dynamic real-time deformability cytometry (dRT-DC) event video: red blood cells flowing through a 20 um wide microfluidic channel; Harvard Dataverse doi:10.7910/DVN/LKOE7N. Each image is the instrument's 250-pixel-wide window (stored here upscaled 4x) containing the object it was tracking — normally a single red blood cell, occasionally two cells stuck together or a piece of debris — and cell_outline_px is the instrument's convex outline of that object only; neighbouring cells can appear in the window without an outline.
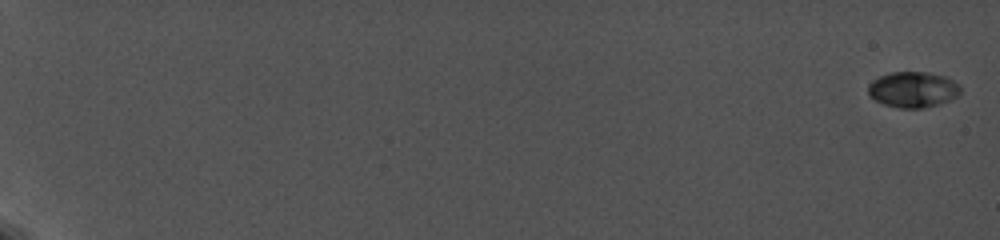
{"species": "common noctule bat (a hibernating species)", "species_latin": "Nyctalus noctula", "temperature_condition": "cold", "stored_images_in_passage": 23, "camera_frame_rate_fps": 5000, "um_per_image_px": 0.085, "animal": {"sex": "female", "body_mass_g": 19.0, "forearm_length_mm": 56.7}, "frame": {"image": 1, "passage_image": 1, "time_ms": 0.0, "image_size_px": [1000, 240], "cell_outline_px": [[960, 92], [956, 96], [948, 100], [936, 104], [920, 108], [900, 108], [884, 104], [876, 100], [868, 92], [868, 84], [872, 80], [880, 76], [892, 72], [928, 72], [944, 76], [960, 84]], "centroid_in_image_um": [77.59, 7.59], "position_along_channel_um": 7.4, "area_um2": 18.96}}
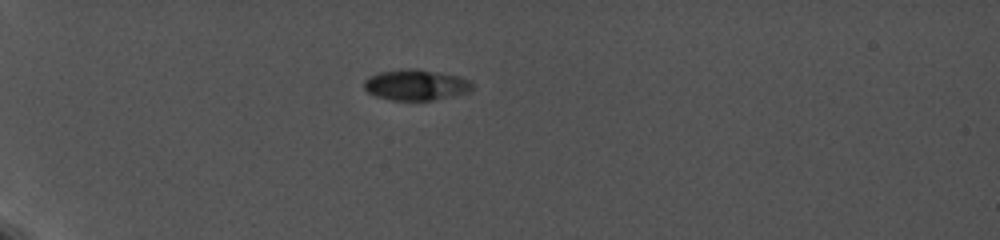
{"frame": {"image": 2, "passage_image": 10, "time_ms": 6.6, "image_size_px": [1000, 240], "cell_outline_px": [[472, 88], [468, 92], [452, 96], [432, 100], [392, 100], [376, 96], [368, 92], [364, 88], [364, 80], [368, 76], [380, 72], [408, 68], [412, 68], [460, 76], [472, 80]], "centroid_in_image_um": [35.35, 7.21], "position_along_channel_um": 49.7, "area_um2": 19.36}}
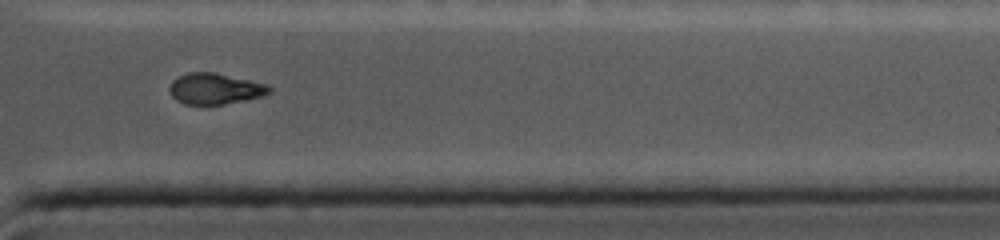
{"frame": {"image": 3, "passage_image": 22, "time_ms": 17.0, "image_size_px": [1000, 240], "cell_outline_px": [[272, 92], [264, 96], [248, 100], [224, 104], [184, 104], [176, 100], [172, 96], [168, 88], [172, 80], [188, 72], [216, 72], [268, 84], [272, 88]], "centroid_in_image_um": [18.32, 7.54], "position_along_channel_um": 393.1, "area_um2": 18.32}}